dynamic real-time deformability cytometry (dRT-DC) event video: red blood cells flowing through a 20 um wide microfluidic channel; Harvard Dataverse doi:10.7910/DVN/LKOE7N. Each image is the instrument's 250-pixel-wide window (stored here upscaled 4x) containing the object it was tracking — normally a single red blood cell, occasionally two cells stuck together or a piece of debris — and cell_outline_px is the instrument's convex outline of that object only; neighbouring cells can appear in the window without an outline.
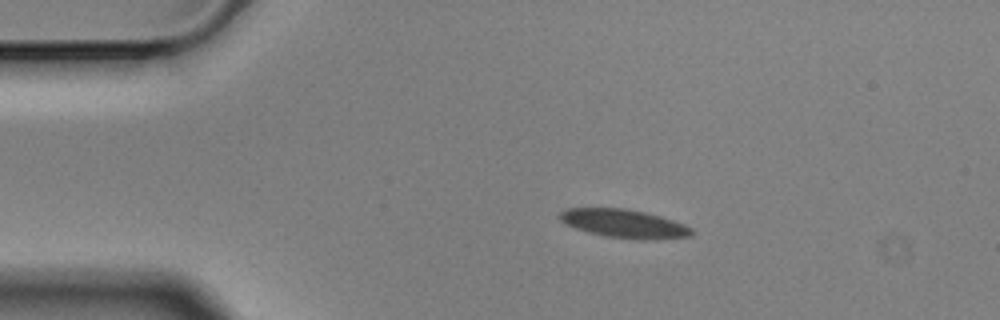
{"species": "Egyptian fruit bat (a non-hibernating species)", "species_latin": "Rousettus aegyptiacus", "temperature_condition": "cold", "stored_images_in_passage": 6, "camera_frame_rate_fps": 3000, "um_per_image_px": 0.085, "animal": {"sex": "male"}, "frame": {"image": 1, "passage_image": 1, "time_ms": 0.0, "image_size_px": [1000, 320], "cell_outline_px": [[696, 232], [692, 236], [644, 240], [640, 240], [604, 236], [588, 232], [564, 224], [560, 220], [560, 212], [568, 208], [624, 208], [644, 212], [660, 216], [684, 224], [692, 228]], "centroid_in_image_um": [53.06, 19.01], "position_along_channel_um": 31.9, "area_um2": 21.91}}
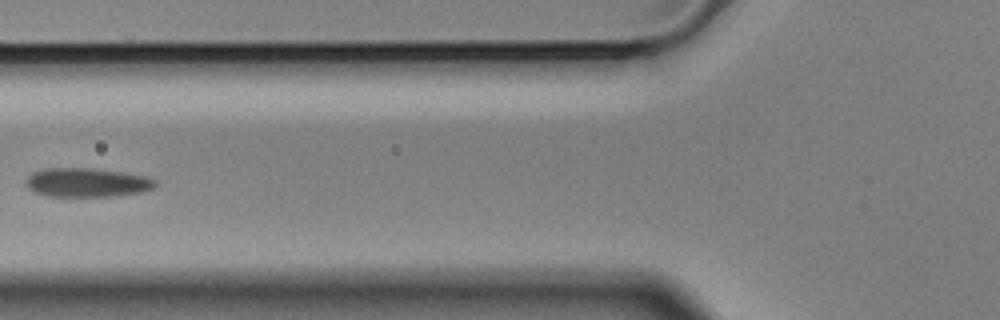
{"frame": {"image": 2, "passage_image": 4, "time_ms": 1.0, "image_size_px": [1000, 320], "cell_outline_px": [[156, 184], [152, 188], [140, 192], [112, 196], [48, 196], [36, 192], [28, 188], [24, 184], [24, 180], [32, 172], [48, 168], [92, 168], [120, 172], [144, 176], [156, 180]], "centroid_in_image_um": [7.33, 15.51], "position_along_channel_um": 118.5, "area_um2": 21.68}}
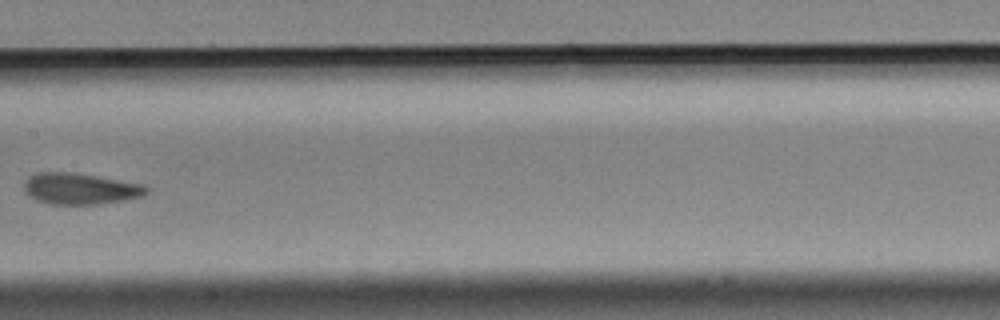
{"frame": {"image": 3, "passage_image": 6, "time_ms": 1.667, "image_size_px": [1000, 320], "cell_outline_px": [[148, 192], [144, 196], [124, 200], [96, 204], [52, 204], [36, 200], [24, 188], [24, 184], [28, 176], [40, 172], [72, 172], [144, 184], [148, 188]], "centroid_in_image_um": [6.85, 16.03], "position_along_channel_um": 200.5, "area_um2": 22.08}}